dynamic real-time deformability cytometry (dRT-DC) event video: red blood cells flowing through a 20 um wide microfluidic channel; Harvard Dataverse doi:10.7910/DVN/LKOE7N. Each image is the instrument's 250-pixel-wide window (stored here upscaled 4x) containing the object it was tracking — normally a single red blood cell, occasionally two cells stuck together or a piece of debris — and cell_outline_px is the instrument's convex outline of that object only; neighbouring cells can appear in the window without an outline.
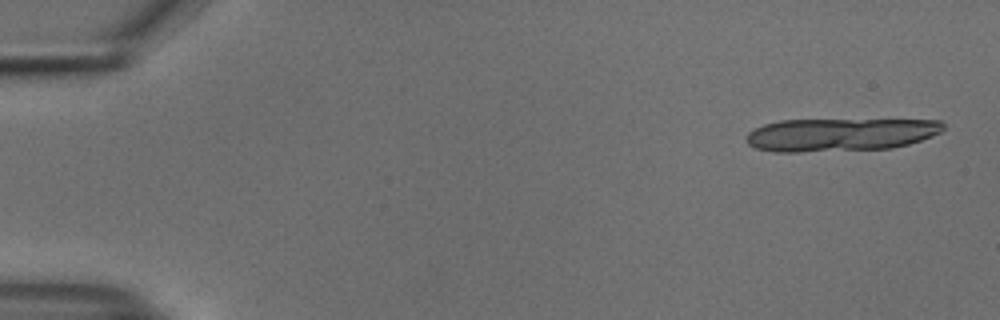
{"species": "common noctule bat (a hibernating species)", "species_latin": "Nyctalus noctula", "temperature_condition": "cold", "stored_images_in_passage": 18, "camera_frame_rate_fps": 3000, "um_per_image_px": 0.085, "animal": {"sex": "male", "body_mass_g": 18.8}, "frame": {"image": 1, "passage_image": 2, "time_ms": 0.333, "image_size_px": [1000, 320], "cell_outline_px": [[944, 128], [940, 132], [932, 136], [908, 144], [892, 148], [800, 152], [772, 152], [756, 148], [748, 144], [744, 140], [748, 132], [764, 124], [780, 120], [940, 120], [944, 124]], "centroid_in_image_um": [71.38, 11.44], "position_along_channel_um": 13.6, "area_um2": 37.92}}